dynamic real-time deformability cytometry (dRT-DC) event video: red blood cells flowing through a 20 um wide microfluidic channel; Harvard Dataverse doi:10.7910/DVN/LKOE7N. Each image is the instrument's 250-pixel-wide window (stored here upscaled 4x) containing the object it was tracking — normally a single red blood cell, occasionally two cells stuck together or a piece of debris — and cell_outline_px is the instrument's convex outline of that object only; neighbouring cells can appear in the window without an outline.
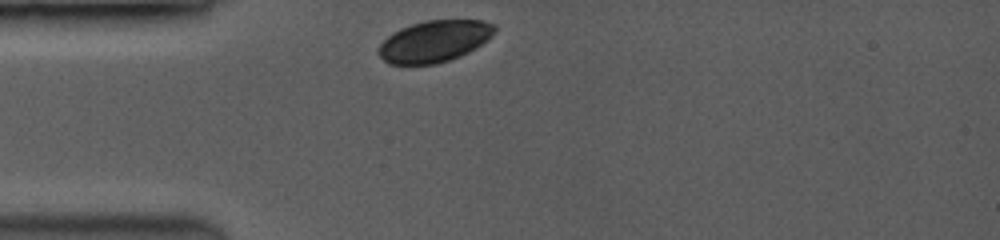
{"species": "common noctule bat (a hibernating species)", "species_latin": "Nyctalus noctula", "temperature_condition": "room temperature", "stored_images_in_passage": 7, "camera_frame_rate_fps": 3500, "um_per_image_px": 0.085, "animal": {"sex": "female", "body_mass_g": 19.0, "forearm_length_mm": 53.3}, "frame": {"image": 1, "passage_image": 1, "time_ms": 0.0, "image_size_px": [1000, 240], "cell_outline_px": [[496, 32], [480, 44], [468, 52], [460, 56], [436, 64], [392, 64], [384, 60], [376, 52], [380, 44], [392, 32], [400, 28], [424, 20], [484, 20], [496, 24]], "centroid_in_image_um": [36.91, 3.49], "position_along_channel_um": 48.1, "area_um2": 28.09}}
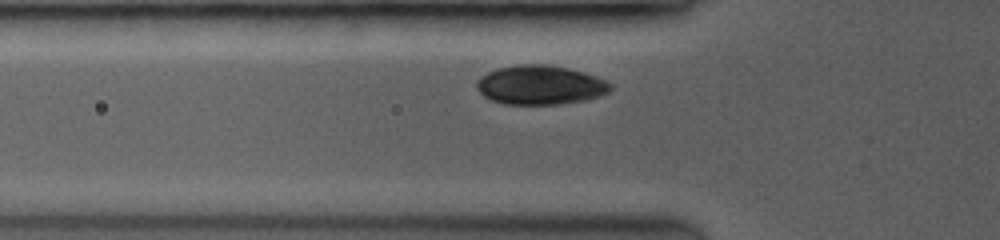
{"frame": {"image": 2, "passage_image": 3, "time_ms": 1.143, "image_size_px": [1000, 240], "cell_outline_px": [[612, 88], [608, 92], [596, 96], [580, 100], [556, 104], [508, 104], [492, 100], [484, 96], [476, 88], [476, 80], [480, 76], [496, 68], [520, 64], [544, 64], [564, 68], [596, 76], [612, 84]], "centroid_in_image_um": [45.85, 7.21], "position_along_channel_um": 79.9, "area_um2": 30.06}}
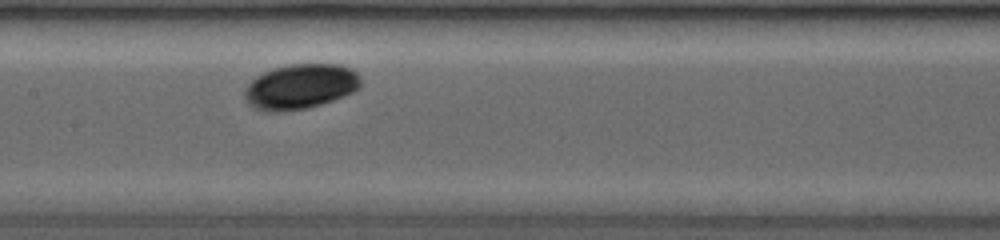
{"frame": {"image": 3, "passage_image": 7, "time_ms": 3.714, "image_size_px": [1000, 240], "cell_outline_px": [[360, 88], [352, 92], [332, 100], [320, 104], [304, 108], [256, 108], [244, 96], [244, 92], [248, 84], [256, 76], [264, 72], [288, 64], [340, 64], [352, 68], [360, 76]], "centroid_in_image_um": [25.62, 7.28], "position_along_channel_um": 181.8, "area_um2": 29.3}}